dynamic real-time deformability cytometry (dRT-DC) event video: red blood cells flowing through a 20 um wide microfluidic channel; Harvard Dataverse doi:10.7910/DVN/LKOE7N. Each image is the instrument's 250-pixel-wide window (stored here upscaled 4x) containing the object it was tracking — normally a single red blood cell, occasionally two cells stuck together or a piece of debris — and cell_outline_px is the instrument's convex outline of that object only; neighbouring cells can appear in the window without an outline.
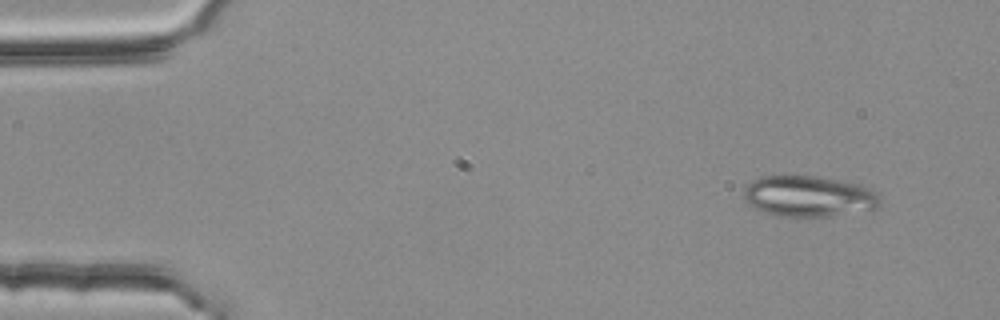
{"species": "common noctule bat (a hibernating species)", "species_latin": "Nyctalus noctula", "temperature_condition": "room temperature", "stored_images_in_passage": 3, "camera_frame_rate_fps": 3000, "um_per_image_px": 0.085, "animal": {"sex": "female", "body_mass_g": 25.1}, "frame": {"image": 1, "passage_image": 1, "time_ms": 0.0, "image_size_px": [1000, 320], "cell_outline_px": [[880, 208], [828, 216], [780, 216], [764, 212], [748, 204], [744, 200], [744, 188], [752, 180], [764, 176], [816, 176], [860, 184], [876, 192], [880, 196]], "centroid_in_image_um": [68.75, 16.68], "position_along_channel_um": 16.2, "area_um2": 32.43}}